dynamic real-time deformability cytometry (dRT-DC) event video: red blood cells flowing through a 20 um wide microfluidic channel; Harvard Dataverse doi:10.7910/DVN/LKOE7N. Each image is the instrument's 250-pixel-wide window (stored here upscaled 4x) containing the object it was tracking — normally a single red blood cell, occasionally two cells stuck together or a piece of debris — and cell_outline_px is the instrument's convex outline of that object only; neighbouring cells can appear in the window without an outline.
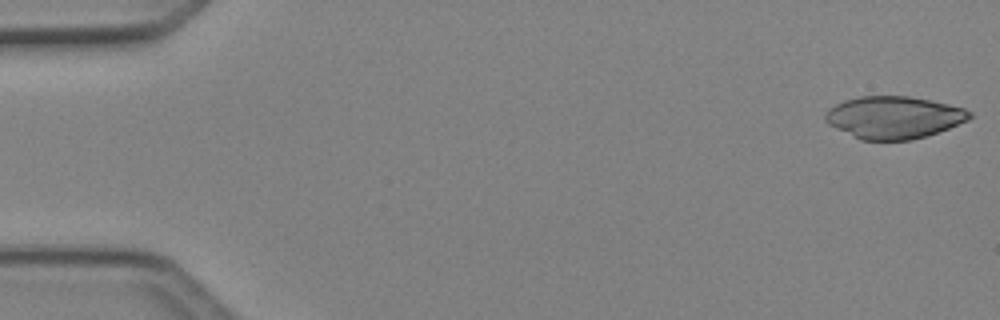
{"species": "Egyptian fruit bat (a non-hibernating species)", "species_latin": "Rousettus aegyptiacus", "temperature_condition": "cold", "stored_images_in_passage": 47, "camera_frame_rate_fps": 3000, "um_per_image_px": 0.085, "animal": {"sex": "female"}, "frame": {"image": 1, "passage_image": 1, "time_ms": 0.0, "image_size_px": [1000, 320], "cell_outline_px": [[972, 116], [968, 120], [948, 128], [912, 140], [860, 140], [828, 124], [824, 120], [824, 116], [828, 108], [844, 100], [860, 96], [908, 96], [948, 104], [964, 108], [972, 112]], "centroid_in_image_um": [75.94, 9.97], "position_along_channel_um": 9.1, "area_um2": 35.43}}